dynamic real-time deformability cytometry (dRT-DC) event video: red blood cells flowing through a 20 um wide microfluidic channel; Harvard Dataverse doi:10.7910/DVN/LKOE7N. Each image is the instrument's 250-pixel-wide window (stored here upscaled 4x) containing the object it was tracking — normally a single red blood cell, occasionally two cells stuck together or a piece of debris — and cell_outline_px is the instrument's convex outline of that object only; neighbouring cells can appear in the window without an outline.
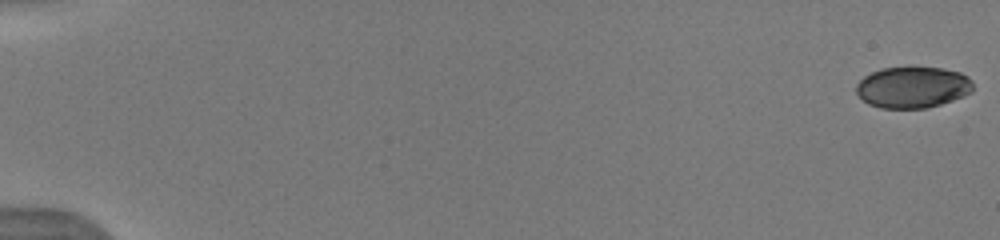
{"species": "human", "species_latin": "Homo sapiens", "temperature_condition": "warm", "stored_images_in_passage": 7, "camera_frame_rate_fps": 3000, "um_per_image_px": 0.085, "donor": {"sex": "male"}, "frame": {"image": 1, "passage_image": 1, "time_ms": 0.0, "image_size_px": [1000, 240], "cell_outline_px": [[972, 92], [964, 96], [940, 104], [924, 108], [880, 108], [868, 104], [856, 92], [856, 84], [864, 76], [880, 68], [944, 68], [960, 72], [968, 76], [972, 80]], "centroid_in_image_um": [77.58, 7.42], "position_along_channel_um": 7.4, "area_um2": 28.03}}
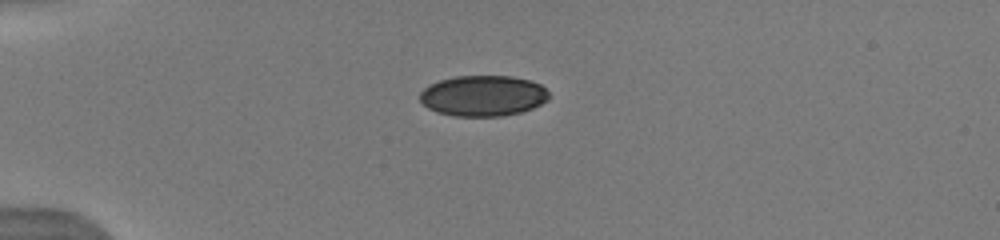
{"frame": {"image": 2, "passage_image": 5, "time_ms": 4.667, "image_size_px": [1000, 240], "cell_outline_px": [[548, 100], [532, 108], [520, 112], [500, 116], [456, 116], [436, 112], [428, 108], [420, 100], [420, 92], [428, 84], [440, 80], [456, 76], [512, 76], [528, 80], [540, 84], [548, 92]], "centroid_in_image_um": [41.04, 8.14], "position_along_channel_um": 44.0, "area_um2": 30.58}}